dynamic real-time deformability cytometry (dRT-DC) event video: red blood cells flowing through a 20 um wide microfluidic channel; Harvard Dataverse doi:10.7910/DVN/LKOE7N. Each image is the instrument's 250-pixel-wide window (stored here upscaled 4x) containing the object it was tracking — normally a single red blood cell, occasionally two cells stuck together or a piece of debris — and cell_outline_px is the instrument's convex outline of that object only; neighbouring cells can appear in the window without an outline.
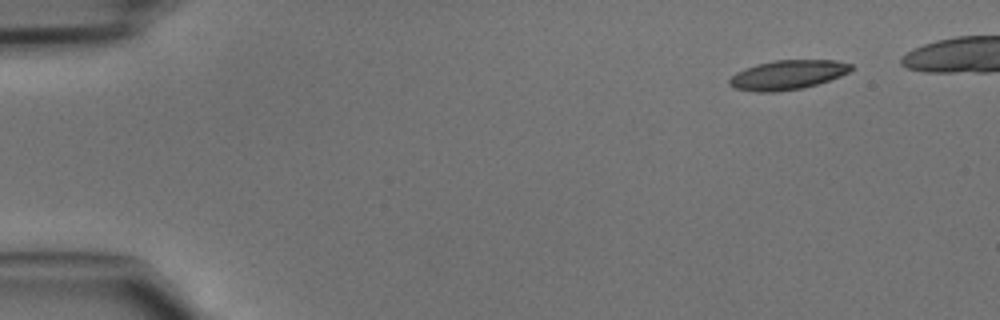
{"species": "common noctule bat (a hibernating species)", "species_latin": "Nyctalus noctula", "temperature_condition": "cold", "stored_images_in_passage": 38, "camera_frame_rate_fps": 3000, "um_per_image_px": 0.085, "animal": {"sex": "male", "body_mass_g": 15.6}, "frame": {"image": 1, "passage_image": 1, "time_ms": 0.0, "image_size_px": [1000, 320], "cell_outline_px": [[852, 68], [848, 72], [840, 76], [804, 88], [776, 92], [756, 92], [736, 88], [728, 84], [728, 80], [736, 72], [744, 68], [756, 64], [772, 60], [836, 60], [852, 64]], "centroid_in_image_um": [66.92, 6.36], "position_along_channel_um": 18.1, "area_um2": 20.87}}
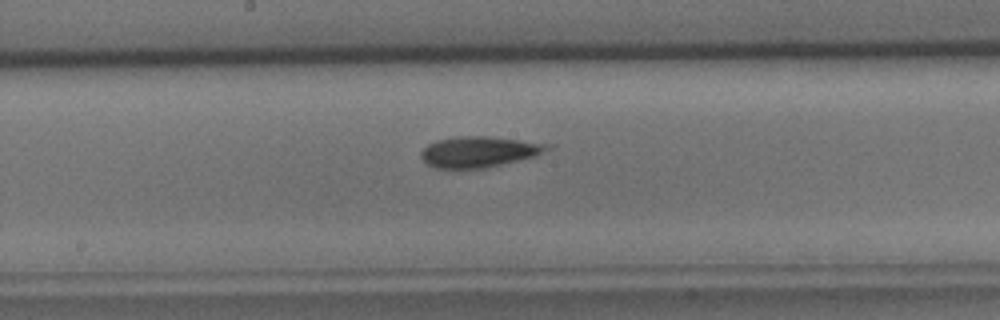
{"frame": {"image": 2, "passage_image": 21, "time_ms": 6.667, "image_size_px": [1000, 320], "cell_outline_px": [[556, 144], [552, 148], [536, 156], [484, 168], [436, 168], [428, 164], [420, 156], [420, 152], [428, 144], [436, 140], [456, 136], [488, 136]], "centroid_in_image_um": [40.77, 12.88], "position_along_channel_um": 207.4, "area_um2": 22.83}}
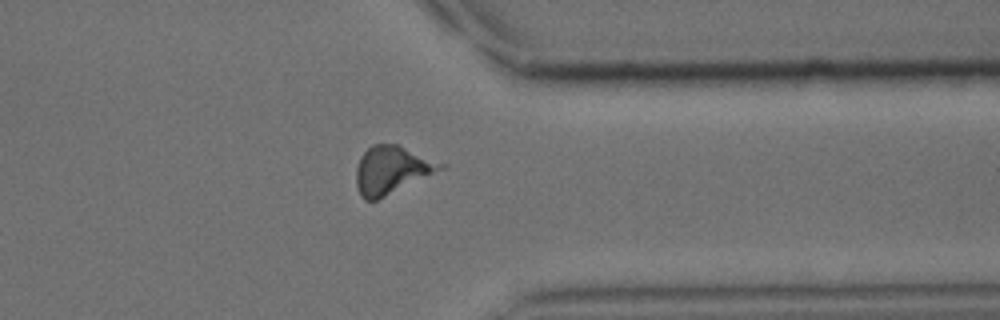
{"frame": {"image": 3, "passage_image": 33, "time_ms": 10.667, "image_size_px": [1000, 320], "cell_outline_px": [[448, 164], [444, 168], [376, 200], [364, 200], [360, 196], [356, 184], [356, 168], [360, 156], [372, 144], [396, 144]], "centroid_in_image_um": [33.27, 14.43], "position_along_channel_um": 378.1, "area_um2": 23.24}}